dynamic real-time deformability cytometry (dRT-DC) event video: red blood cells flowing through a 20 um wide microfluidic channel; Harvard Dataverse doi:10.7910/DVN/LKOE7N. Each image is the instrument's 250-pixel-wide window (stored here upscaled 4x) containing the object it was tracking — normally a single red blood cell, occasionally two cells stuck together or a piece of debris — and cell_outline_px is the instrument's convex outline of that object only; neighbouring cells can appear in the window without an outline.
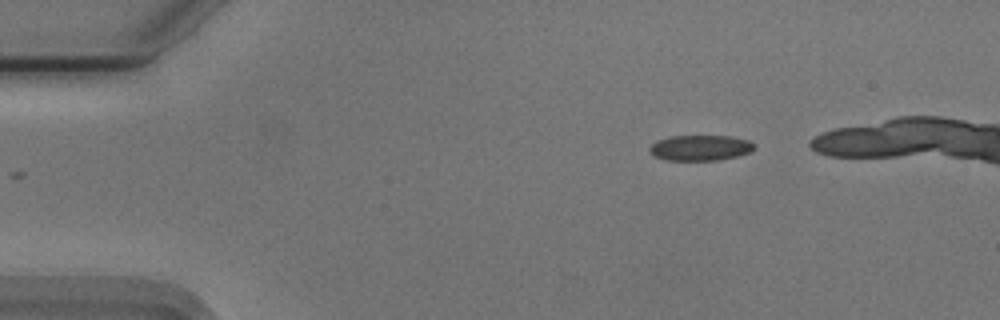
{"species": "Egyptian fruit bat (a non-hibernating species)", "species_latin": "Rousettus aegyptiacus", "temperature_condition": "cold", "stored_images_in_passage": 40, "camera_frame_rate_fps": 3000, "um_per_image_px": 0.085, "animal": {"sex": "male"}, "frame": {"image": 1, "passage_image": 1, "time_ms": 0.0, "image_size_px": [1000, 320], "cell_outline_px": [[756, 148], [748, 152], [736, 156], [720, 160], [664, 160], [652, 156], [648, 148], [656, 140], [668, 136], [732, 136], [748, 140], [756, 144]], "centroid_in_image_um": [59.49, 12.56], "position_along_channel_um": 25.5, "area_um2": 15.78}}
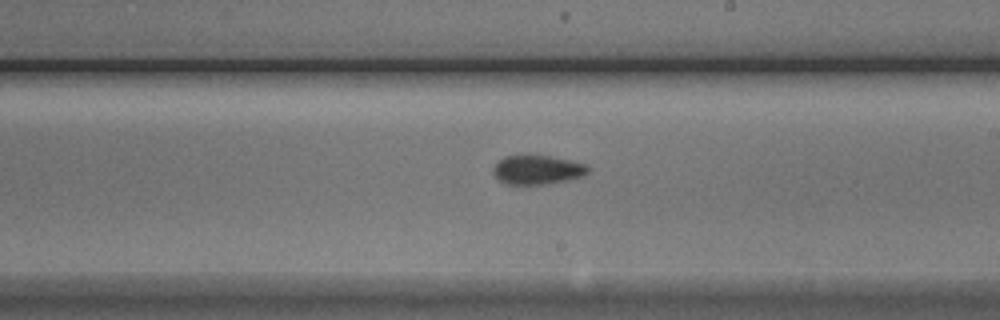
{"frame": {"image": 2, "passage_image": 24, "time_ms": 7.667, "image_size_px": [1000, 320], "cell_outline_px": [[588, 172], [584, 176], [568, 180], [548, 184], [524, 188], [504, 184], [496, 180], [492, 172], [492, 168], [504, 156], [548, 156], [588, 164]], "centroid_in_image_um": [45.62, 14.5], "position_along_channel_um": 243.4, "area_um2": 16.76}}
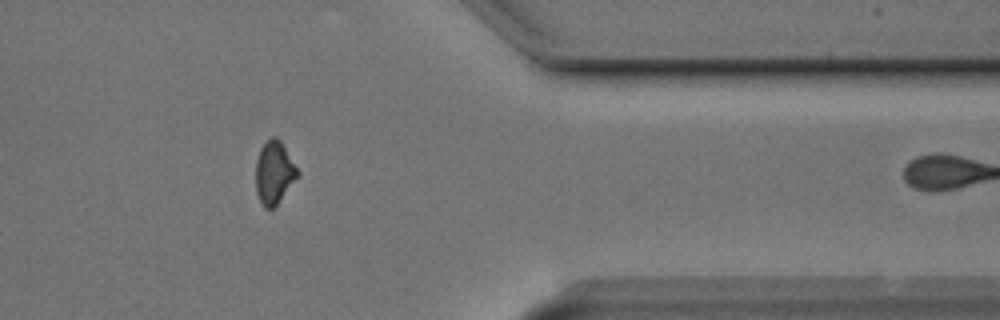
{"frame": {"image": 3, "passage_image": 37, "time_ms": 12.0, "image_size_px": [1000, 320], "cell_outline_px": [[300, 176], [276, 204], [272, 208], [264, 208], [256, 192], [256, 160], [260, 148], [272, 136], [276, 136], [280, 140], [300, 172]], "centroid_in_image_um": [23.32, 14.66], "position_along_channel_um": 388.1, "area_um2": 15.26}, "authors_computed_cell_mechanics": {"area_um2": 16.2129, "velocity_mm_per_s": 3.7452, "shape_relaxation_time_tau1_ms": 10.8646, "shape_relaxation_time_tau2_ms": 1.744, "deformation_change_tau1": 0.1397, "deformation_change_tau2": 0.0564}}